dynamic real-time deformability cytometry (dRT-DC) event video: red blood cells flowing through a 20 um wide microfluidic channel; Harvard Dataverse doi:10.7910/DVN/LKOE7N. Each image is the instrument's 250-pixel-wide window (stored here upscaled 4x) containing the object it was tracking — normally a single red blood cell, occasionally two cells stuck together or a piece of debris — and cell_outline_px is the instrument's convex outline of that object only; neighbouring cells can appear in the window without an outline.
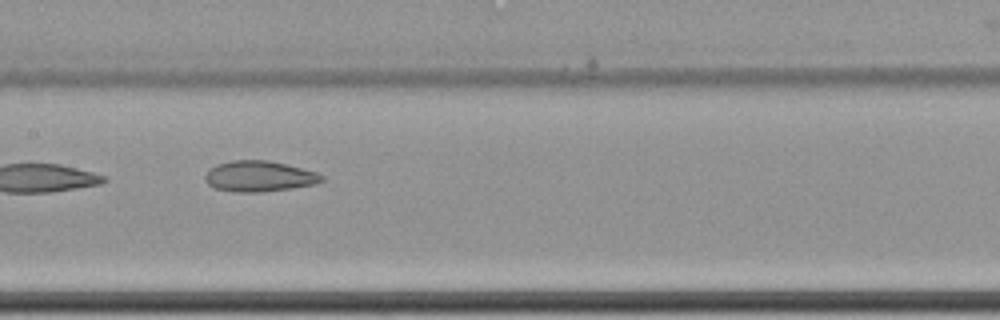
{"species": "common noctule bat (a hibernating species)", "species_latin": "Nyctalus noctula", "temperature_condition": "cold", "stored_images_in_passage": 10, "camera_frame_rate_fps": 3000, "um_per_image_px": 0.085, "animal": {"sex": "female", "body_mass_g": 22.7, "forearm_length_mm": 54.2}, "frame": {"image": 1, "passage_image": 9, "time_ms": 2.667, "image_size_px": [1000, 320], "cell_outline_px": [[324, 180], [316, 184], [292, 188], [260, 192], [236, 192], [216, 188], [208, 184], [204, 180], [204, 176], [208, 168], [216, 164], [232, 160], [268, 160], [316, 172], [324, 176]], "centroid_in_image_um": [22.0, 14.98], "position_along_channel_um": 185.4, "area_um2": 20.92}}